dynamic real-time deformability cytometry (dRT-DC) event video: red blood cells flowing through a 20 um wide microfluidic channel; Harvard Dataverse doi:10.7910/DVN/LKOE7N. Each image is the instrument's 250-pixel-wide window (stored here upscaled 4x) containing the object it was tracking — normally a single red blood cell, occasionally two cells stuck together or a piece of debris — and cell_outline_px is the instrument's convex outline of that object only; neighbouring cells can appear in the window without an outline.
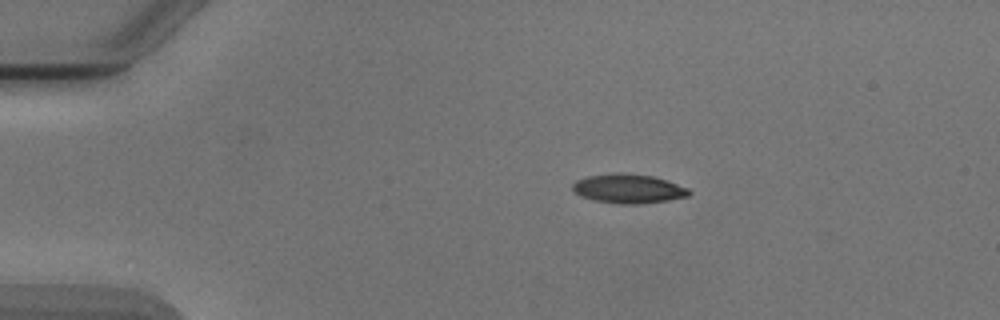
{"species": "Egyptian fruit bat (a non-hibernating species)", "species_latin": "Rousettus aegyptiacus", "temperature_condition": "cold", "stored_images_in_passage": 4, "camera_frame_rate_fps": 3000, "um_per_image_px": 0.085, "animal": {"sex": "male"}, "frame": {"image": 1, "passage_image": 2, "time_ms": 1.333, "image_size_px": [1000, 320], "cell_outline_px": [[692, 192], [688, 196], [668, 200], [636, 204], [620, 204], [596, 200], [580, 196], [572, 188], [572, 184], [576, 180], [588, 176], [616, 172], [624, 172], [652, 176], [668, 180], [688, 188]], "centroid_in_image_um": [53.43, 16.02], "position_along_channel_um": 31.6, "area_um2": 19.83}}